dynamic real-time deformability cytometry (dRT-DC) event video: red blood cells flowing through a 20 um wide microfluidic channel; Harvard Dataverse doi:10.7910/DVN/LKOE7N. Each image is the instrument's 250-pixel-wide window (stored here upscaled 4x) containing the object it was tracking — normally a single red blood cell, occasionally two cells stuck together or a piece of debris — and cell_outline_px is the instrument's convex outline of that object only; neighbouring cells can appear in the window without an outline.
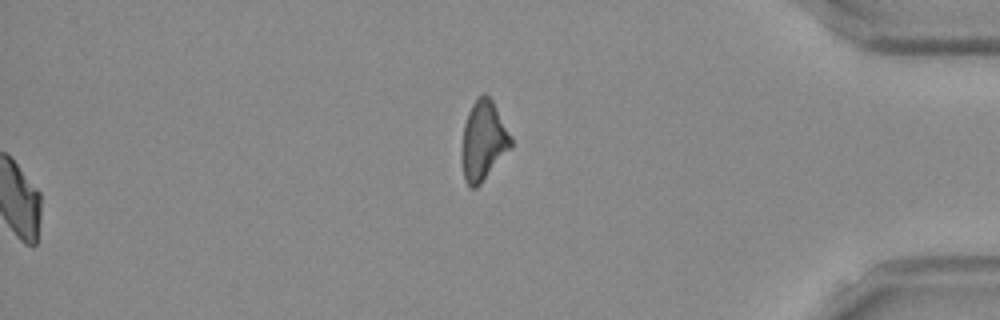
{"species": "Egyptian fruit bat (a non-hibernating species)", "species_latin": "Rousettus aegyptiacus", "temperature_condition": "room temperature", "stored_images_in_passage": 38, "camera_frame_rate_fps": 3000, "um_per_image_px": 0.085, "frame": {"image": 1, "passage_image": 38, "time_ms": 12.333, "image_size_px": [1000, 320], "cell_outline_px": [[512, 144], [480, 184], [476, 188], [472, 188], [464, 180], [460, 160], [460, 148], [464, 124], [468, 112], [472, 104], [484, 92], [492, 100], [512, 136]], "centroid_in_image_um": [41.03, 11.96], "position_along_channel_um": 394.2, "area_um2": 22.72}, "authors_computed_cell_mechanics": {"area_um2": 22.7732, "velocity_mm_per_s": 3.8656, "shape_relaxation_time_tau1_ms": 6.435, "shape_relaxation_time_tau2_ms": 2.2562, "deformation_change_tau1": 0.1633, "deformation_change_tau2": 0.0754}}